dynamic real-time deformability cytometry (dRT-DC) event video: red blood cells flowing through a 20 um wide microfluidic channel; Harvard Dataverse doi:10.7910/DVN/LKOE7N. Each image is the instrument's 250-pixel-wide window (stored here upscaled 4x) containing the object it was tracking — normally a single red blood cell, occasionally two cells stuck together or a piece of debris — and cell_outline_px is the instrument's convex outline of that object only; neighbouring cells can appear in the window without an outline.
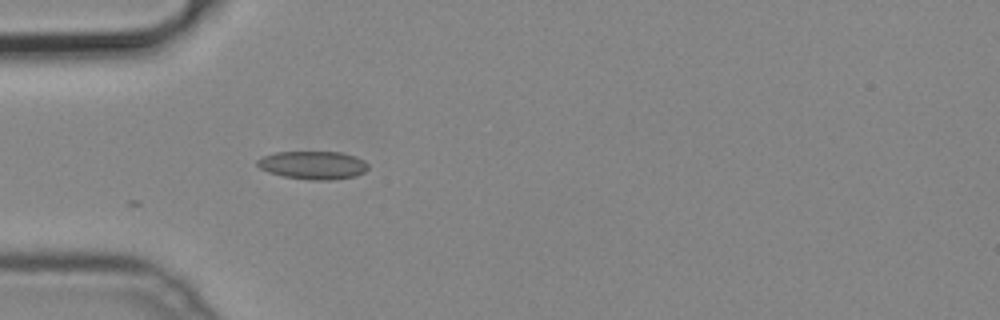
{"species": "common noctule bat (a hibernating species)", "species_latin": "Nyctalus noctula", "temperature_condition": "cold", "stored_images_in_passage": 36, "camera_frame_rate_fps": 3000, "um_per_image_px": 0.085, "animal": {"sex": "male", "body_mass_g": 19.2, "forearm_length_mm": 51.8}, "frame": {"image": 1, "passage_image": 1, "time_ms": 0.0, "image_size_px": [1000, 320], "cell_outline_px": [[368, 168], [364, 172], [352, 176], [328, 180], [312, 180], [284, 176], [268, 172], [260, 168], [256, 164], [256, 160], [264, 156], [276, 152], [340, 152], [356, 156], [364, 160], [368, 164]], "centroid_in_image_um": [26.6, 14.03], "position_along_channel_um": 58.4, "area_um2": 18.03}}
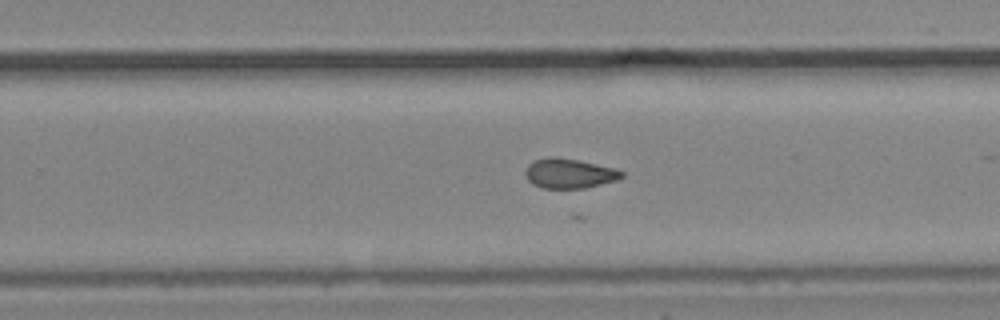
{"frame": {"image": 2, "passage_image": 18, "time_ms": 5.667, "image_size_px": [1000, 320], "cell_outline_px": [[624, 176], [616, 180], [584, 188], [540, 188], [532, 184], [528, 180], [524, 172], [528, 164], [532, 160], [548, 156], [556, 156], [616, 168], [624, 172]], "centroid_in_image_um": [48.34, 14.73], "position_along_channel_um": 281.5, "area_um2": 16.82}}
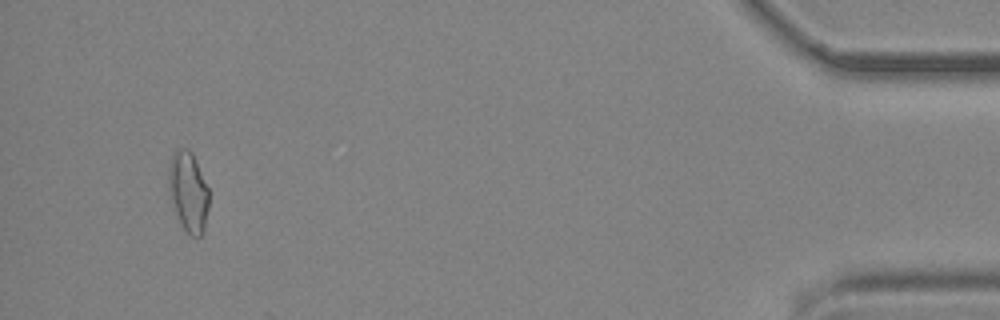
{"frame": {"image": 3, "passage_image": 34, "time_ms": 11.0, "image_size_px": [1000, 320], "cell_outline_px": [[208, 208], [204, 232], [200, 236], [188, 236], [180, 224], [168, 188], [168, 164], [176, 148], [188, 148], [192, 152], [208, 188]], "centroid_in_image_um": [16.0, 16.3], "position_along_channel_um": 419.2, "area_um2": 18.9}}